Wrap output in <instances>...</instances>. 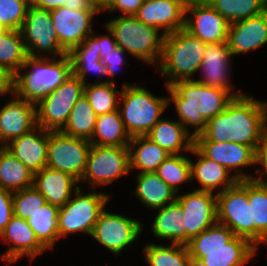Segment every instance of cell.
Wrapping results in <instances>:
<instances>
[{
	"instance_id": "6da1fadb",
	"label": "cell",
	"mask_w": 267,
	"mask_h": 266,
	"mask_svg": "<svg viewBox=\"0 0 267 266\" xmlns=\"http://www.w3.org/2000/svg\"><path fill=\"white\" fill-rule=\"evenodd\" d=\"M264 101L247 92L234 99L207 121L205 131L194 141L237 142L254 151L266 133Z\"/></svg>"
},
{
	"instance_id": "7a4b0ae2",
	"label": "cell",
	"mask_w": 267,
	"mask_h": 266,
	"mask_svg": "<svg viewBox=\"0 0 267 266\" xmlns=\"http://www.w3.org/2000/svg\"><path fill=\"white\" fill-rule=\"evenodd\" d=\"M164 87L169 95L168 105L174 104L178 121L194 139L205 131L207 121L221 113L234 99L227 90L195 80L177 81Z\"/></svg>"
},
{
	"instance_id": "3957f363",
	"label": "cell",
	"mask_w": 267,
	"mask_h": 266,
	"mask_svg": "<svg viewBox=\"0 0 267 266\" xmlns=\"http://www.w3.org/2000/svg\"><path fill=\"white\" fill-rule=\"evenodd\" d=\"M186 246L194 266H244L259 251L219 223L202 231Z\"/></svg>"
},
{
	"instance_id": "277c9868",
	"label": "cell",
	"mask_w": 267,
	"mask_h": 266,
	"mask_svg": "<svg viewBox=\"0 0 267 266\" xmlns=\"http://www.w3.org/2000/svg\"><path fill=\"white\" fill-rule=\"evenodd\" d=\"M71 74V59L68 54L57 58L28 56L24 65L13 75L12 93L37 105Z\"/></svg>"
},
{
	"instance_id": "5b68a950",
	"label": "cell",
	"mask_w": 267,
	"mask_h": 266,
	"mask_svg": "<svg viewBox=\"0 0 267 266\" xmlns=\"http://www.w3.org/2000/svg\"><path fill=\"white\" fill-rule=\"evenodd\" d=\"M207 44L184 28L167 34L160 63L155 68L165 76V86L182 80H194Z\"/></svg>"
},
{
	"instance_id": "8992f818",
	"label": "cell",
	"mask_w": 267,
	"mask_h": 266,
	"mask_svg": "<svg viewBox=\"0 0 267 266\" xmlns=\"http://www.w3.org/2000/svg\"><path fill=\"white\" fill-rule=\"evenodd\" d=\"M105 25L113 32L117 46L127 54L154 68L158 66L166 37L162 31L147 26L134 15H119Z\"/></svg>"
},
{
	"instance_id": "52a82bcc",
	"label": "cell",
	"mask_w": 267,
	"mask_h": 266,
	"mask_svg": "<svg viewBox=\"0 0 267 266\" xmlns=\"http://www.w3.org/2000/svg\"><path fill=\"white\" fill-rule=\"evenodd\" d=\"M120 100L118 110L130 137L145 136L169 107L168 95L159 97L146 87L128 82L122 85Z\"/></svg>"
},
{
	"instance_id": "ba28073f",
	"label": "cell",
	"mask_w": 267,
	"mask_h": 266,
	"mask_svg": "<svg viewBox=\"0 0 267 266\" xmlns=\"http://www.w3.org/2000/svg\"><path fill=\"white\" fill-rule=\"evenodd\" d=\"M73 195L64 206L59 207L57 222L60 240L69 234L81 232L91 236L100 213L111 197L110 194L95 189L84 193L81 187Z\"/></svg>"
},
{
	"instance_id": "9c48e42d",
	"label": "cell",
	"mask_w": 267,
	"mask_h": 266,
	"mask_svg": "<svg viewBox=\"0 0 267 266\" xmlns=\"http://www.w3.org/2000/svg\"><path fill=\"white\" fill-rule=\"evenodd\" d=\"M130 160L128 146H100L92 144L87 156L85 172L79 184L87 182L92 190L105 187L118 178L129 175ZM82 182V183H81Z\"/></svg>"
},
{
	"instance_id": "30bf717a",
	"label": "cell",
	"mask_w": 267,
	"mask_h": 266,
	"mask_svg": "<svg viewBox=\"0 0 267 266\" xmlns=\"http://www.w3.org/2000/svg\"><path fill=\"white\" fill-rule=\"evenodd\" d=\"M85 84L73 73L36 105L37 126L47 131H61L71 110L84 95Z\"/></svg>"
},
{
	"instance_id": "8fae6325",
	"label": "cell",
	"mask_w": 267,
	"mask_h": 266,
	"mask_svg": "<svg viewBox=\"0 0 267 266\" xmlns=\"http://www.w3.org/2000/svg\"><path fill=\"white\" fill-rule=\"evenodd\" d=\"M217 223L253 245L252 205L248 202V180H240L216 194Z\"/></svg>"
},
{
	"instance_id": "7c38bea8",
	"label": "cell",
	"mask_w": 267,
	"mask_h": 266,
	"mask_svg": "<svg viewBox=\"0 0 267 266\" xmlns=\"http://www.w3.org/2000/svg\"><path fill=\"white\" fill-rule=\"evenodd\" d=\"M20 31L30 57L57 58L67 54L58 44L50 10L29 5Z\"/></svg>"
},
{
	"instance_id": "4fadbf2b",
	"label": "cell",
	"mask_w": 267,
	"mask_h": 266,
	"mask_svg": "<svg viewBox=\"0 0 267 266\" xmlns=\"http://www.w3.org/2000/svg\"><path fill=\"white\" fill-rule=\"evenodd\" d=\"M91 145L87 139L68 136L61 131H49L46 167L68 173L80 181Z\"/></svg>"
},
{
	"instance_id": "5bb4252c",
	"label": "cell",
	"mask_w": 267,
	"mask_h": 266,
	"mask_svg": "<svg viewBox=\"0 0 267 266\" xmlns=\"http://www.w3.org/2000/svg\"><path fill=\"white\" fill-rule=\"evenodd\" d=\"M139 219L125 217L104 209L94 225L91 236L113 256H120L140 236L144 226Z\"/></svg>"
},
{
	"instance_id": "9a60e30c",
	"label": "cell",
	"mask_w": 267,
	"mask_h": 266,
	"mask_svg": "<svg viewBox=\"0 0 267 266\" xmlns=\"http://www.w3.org/2000/svg\"><path fill=\"white\" fill-rule=\"evenodd\" d=\"M176 201L183 211L186 244L202 231L217 223L216 194L192 190L177 194Z\"/></svg>"
},
{
	"instance_id": "2e32d148",
	"label": "cell",
	"mask_w": 267,
	"mask_h": 266,
	"mask_svg": "<svg viewBox=\"0 0 267 266\" xmlns=\"http://www.w3.org/2000/svg\"><path fill=\"white\" fill-rule=\"evenodd\" d=\"M100 13L102 10H70L64 6L50 10L58 44L67 54L94 32L92 20Z\"/></svg>"
},
{
	"instance_id": "e0dca14e",
	"label": "cell",
	"mask_w": 267,
	"mask_h": 266,
	"mask_svg": "<svg viewBox=\"0 0 267 266\" xmlns=\"http://www.w3.org/2000/svg\"><path fill=\"white\" fill-rule=\"evenodd\" d=\"M228 26L207 1L186 3L184 29L206 44L227 42Z\"/></svg>"
},
{
	"instance_id": "ac0fdd59",
	"label": "cell",
	"mask_w": 267,
	"mask_h": 266,
	"mask_svg": "<svg viewBox=\"0 0 267 266\" xmlns=\"http://www.w3.org/2000/svg\"><path fill=\"white\" fill-rule=\"evenodd\" d=\"M194 146L205 157L224 166L238 181L252 179L253 174L242 170L255 165V151L250 146L237 142L214 141H194Z\"/></svg>"
},
{
	"instance_id": "d6986e66",
	"label": "cell",
	"mask_w": 267,
	"mask_h": 266,
	"mask_svg": "<svg viewBox=\"0 0 267 266\" xmlns=\"http://www.w3.org/2000/svg\"><path fill=\"white\" fill-rule=\"evenodd\" d=\"M1 243H8V249L0 254V260L12 265L26 256L32 262L36 257L48 250L38 241L35 232L27 220L13 215L0 234Z\"/></svg>"
},
{
	"instance_id": "ffe728a7",
	"label": "cell",
	"mask_w": 267,
	"mask_h": 266,
	"mask_svg": "<svg viewBox=\"0 0 267 266\" xmlns=\"http://www.w3.org/2000/svg\"><path fill=\"white\" fill-rule=\"evenodd\" d=\"M232 52L227 42L207 44L199 71L200 79L195 81L210 87H217L229 91L234 97L245 94L239 90H233L230 83ZM241 91V92H240Z\"/></svg>"
},
{
	"instance_id": "44dd1931",
	"label": "cell",
	"mask_w": 267,
	"mask_h": 266,
	"mask_svg": "<svg viewBox=\"0 0 267 266\" xmlns=\"http://www.w3.org/2000/svg\"><path fill=\"white\" fill-rule=\"evenodd\" d=\"M11 94L14 98L0 107V143L3 146L37 127L36 105Z\"/></svg>"
},
{
	"instance_id": "7402d4cb",
	"label": "cell",
	"mask_w": 267,
	"mask_h": 266,
	"mask_svg": "<svg viewBox=\"0 0 267 266\" xmlns=\"http://www.w3.org/2000/svg\"><path fill=\"white\" fill-rule=\"evenodd\" d=\"M185 8V0H144L134 16L167 35L184 28Z\"/></svg>"
},
{
	"instance_id": "603a6c76",
	"label": "cell",
	"mask_w": 267,
	"mask_h": 266,
	"mask_svg": "<svg viewBox=\"0 0 267 266\" xmlns=\"http://www.w3.org/2000/svg\"><path fill=\"white\" fill-rule=\"evenodd\" d=\"M227 44L233 57L266 46L267 10L248 19L230 23Z\"/></svg>"
},
{
	"instance_id": "cb8c5ba5",
	"label": "cell",
	"mask_w": 267,
	"mask_h": 266,
	"mask_svg": "<svg viewBox=\"0 0 267 266\" xmlns=\"http://www.w3.org/2000/svg\"><path fill=\"white\" fill-rule=\"evenodd\" d=\"M49 131L37 126L4 147L30 171L36 173L46 167Z\"/></svg>"
},
{
	"instance_id": "d4e9b609",
	"label": "cell",
	"mask_w": 267,
	"mask_h": 266,
	"mask_svg": "<svg viewBox=\"0 0 267 266\" xmlns=\"http://www.w3.org/2000/svg\"><path fill=\"white\" fill-rule=\"evenodd\" d=\"M193 156H197L196 163H193L191 157V182L196 181L200 184L196 190L219 194L227 188L235 185L238 180L232 175L224 166L218 164L216 161L205 157L195 146L189 152ZM220 188V189H219Z\"/></svg>"
},
{
	"instance_id": "484cf974",
	"label": "cell",
	"mask_w": 267,
	"mask_h": 266,
	"mask_svg": "<svg viewBox=\"0 0 267 266\" xmlns=\"http://www.w3.org/2000/svg\"><path fill=\"white\" fill-rule=\"evenodd\" d=\"M33 187L44 196L46 203L62 207L80 186L72 175L44 167L34 173Z\"/></svg>"
},
{
	"instance_id": "4316f807",
	"label": "cell",
	"mask_w": 267,
	"mask_h": 266,
	"mask_svg": "<svg viewBox=\"0 0 267 266\" xmlns=\"http://www.w3.org/2000/svg\"><path fill=\"white\" fill-rule=\"evenodd\" d=\"M145 136L169 154H187L194 146V138L187 132L185 126L167 116L161 118Z\"/></svg>"
},
{
	"instance_id": "83f0119b",
	"label": "cell",
	"mask_w": 267,
	"mask_h": 266,
	"mask_svg": "<svg viewBox=\"0 0 267 266\" xmlns=\"http://www.w3.org/2000/svg\"><path fill=\"white\" fill-rule=\"evenodd\" d=\"M136 189L132 194L149 209H159L176 201L177 193L155 172L135 173Z\"/></svg>"
},
{
	"instance_id": "f1b7e54d",
	"label": "cell",
	"mask_w": 267,
	"mask_h": 266,
	"mask_svg": "<svg viewBox=\"0 0 267 266\" xmlns=\"http://www.w3.org/2000/svg\"><path fill=\"white\" fill-rule=\"evenodd\" d=\"M68 55L71 59L72 73L85 85L91 83L87 80L88 75H90L89 72L97 74L98 83L103 82L100 80L102 76H108L107 68L96 50V39L92 35L88 36L83 43L74 47Z\"/></svg>"
},
{
	"instance_id": "f546056e",
	"label": "cell",
	"mask_w": 267,
	"mask_h": 266,
	"mask_svg": "<svg viewBox=\"0 0 267 266\" xmlns=\"http://www.w3.org/2000/svg\"><path fill=\"white\" fill-rule=\"evenodd\" d=\"M156 212L151 224L154 238L186 245V229L184 228L183 211L180 204L175 201L156 209Z\"/></svg>"
},
{
	"instance_id": "4dcf8cb0",
	"label": "cell",
	"mask_w": 267,
	"mask_h": 266,
	"mask_svg": "<svg viewBox=\"0 0 267 266\" xmlns=\"http://www.w3.org/2000/svg\"><path fill=\"white\" fill-rule=\"evenodd\" d=\"M130 172H155L163 161L170 155L146 136H134L128 145Z\"/></svg>"
},
{
	"instance_id": "1f68e13d",
	"label": "cell",
	"mask_w": 267,
	"mask_h": 266,
	"mask_svg": "<svg viewBox=\"0 0 267 266\" xmlns=\"http://www.w3.org/2000/svg\"><path fill=\"white\" fill-rule=\"evenodd\" d=\"M130 135L125 129L119 110L97 116L91 144L100 146L125 147L129 145Z\"/></svg>"
},
{
	"instance_id": "d6a6232c",
	"label": "cell",
	"mask_w": 267,
	"mask_h": 266,
	"mask_svg": "<svg viewBox=\"0 0 267 266\" xmlns=\"http://www.w3.org/2000/svg\"><path fill=\"white\" fill-rule=\"evenodd\" d=\"M34 173L5 147L0 150V187L16 192L33 186Z\"/></svg>"
},
{
	"instance_id": "836d02e7",
	"label": "cell",
	"mask_w": 267,
	"mask_h": 266,
	"mask_svg": "<svg viewBox=\"0 0 267 266\" xmlns=\"http://www.w3.org/2000/svg\"><path fill=\"white\" fill-rule=\"evenodd\" d=\"M248 202L252 205L253 245H267V184L248 180Z\"/></svg>"
},
{
	"instance_id": "e575fe53",
	"label": "cell",
	"mask_w": 267,
	"mask_h": 266,
	"mask_svg": "<svg viewBox=\"0 0 267 266\" xmlns=\"http://www.w3.org/2000/svg\"><path fill=\"white\" fill-rule=\"evenodd\" d=\"M149 266H194L186 245L147 243L142 248Z\"/></svg>"
},
{
	"instance_id": "d590c367",
	"label": "cell",
	"mask_w": 267,
	"mask_h": 266,
	"mask_svg": "<svg viewBox=\"0 0 267 266\" xmlns=\"http://www.w3.org/2000/svg\"><path fill=\"white\" fill-rule=\"evenodd\" d=\"M59 207L46 203L27 219L38 241L48 250H52L60 240L58 231Z\"/></svg>"
},
{
	"instance_id": "8d00e7d4",
	"label": "cell",
	"mask_w": 267,
	"mask_h": 266,
	"mask_svg": "<svg viewBox=\"0 0 267 266\" xmlns=\"http://www.w3.org/2000/svg\"><path fill=\"white\" fill-rule=\"evenodd\" d=\"M96 121V113L87 97L82 95L72 108L69 119L61 132L68 136L90 140Z\"/></svg>"
},
{
	"instance_id": "74e56055",
	"label": "cell",
	"mask_w": 267,
	"mask_h": 266,
	"mask_svg": "<svg viewBox=\"0 0 267 266\" xmlns=\"http://www.w3.org/2000/svg\"><path fill=\"white\" fill-rule=\"evenodd\" d=\"M28 57L20 30L0 33V64L13 75L24 65Z\"/></svg>"
},
{
	"instance_id": "f35d334b",
	"label": "cell",
	"mask_w": 267,
	"mask_h": 266,
	"mask_svg": "<svg viewBox=\"0 0 267 266\" xmlns=\"http://www.w3.org/2000/svg\"><path fill=\"white\" fill-rule=\"evenodd\" d=\"M230 24L248 19L267 10V0H208Z\"/></svg>"
},
{
	"instance_id": "ab89813d",
	"label": "cell",
	"mask_w": 267,
	"mask_h": 266,
	"mask_svg": "<svg viewBox=\"0 0 267 266\" xmlns=\"http://www.w3.org/2000/svg\"><path fill=\"white\" fill-rule=\"evenodd\" d=\"M121 91L114 82H92L84 87V95L97 116L118 110Z\"/></svg>"
},
{
	"instance_id": "60d3db41",
	"label": "cell",
	"mask_w": 267,
	"mask_h": 266,
	"mask_svg": "<svg viewBox=\"0 0 267 266\" xmlns=\"http://www.w3.org/2000/svg\"><path fill=\"white\" fill-rule=\"evenodd\" d=\"M188 155V153L187 155L170 154L155 171L177 194L181 189L180 184L191 182V166Z\"/></svg>"
},
{
	"instance_id": "b9f144b4",
	"label": "cell",
	"mask_w": 267,
	"mask_h": 266,
	"mask_svg": "<svg viewBox=\"0 0 267 266\" xmlns=\"http://www.w3.org/2000/svg\"><path fill=\"white\" fill-rule=\"evenodd\" d=\"M13 215L27 220L46 204L44 196L33 186L13 192Z\"/></svg>"
},
{
	"instance_id": "7bdbcfd3",
	"label": "cell",
	"mask_w": 267,
	"mask_h": 266,
	"mask_svg": "<svg viewBox=\"0 0 267 266\" xmlns=\"http://www.w3.org/2000/svg\"><path fill=\"white\" fill-rule=\"evenodd\" d=\"M30 0H0V24L8 30H20Z\"/></svg>"
},
{
	"instance_id": "ee69618b",
	"label": "cell",
	"mask_w": 267,
	"mask_h": 266,
	"mask_svg": "<svg viewBox=\"0 0 267 266\" xmlns=\"http://www.w3.org/2000/svg\"><path fill=\"white\" fill-rule=\"evenodd\" d=\"M125 54L127 53L117 46L113 51L106 53V55L101 58L103 64L107 68L108 76L110 77L107 80L102 79L103 82L116 83L114 77L116 76L118 70H121L120 67H124L123 64L126 63V59L124 58Z\"/></svg>"
},
{
	"instance_id": "f6af8a7d",
	"label": "cell",
	"mask_w": 267,
	"mask_h": 266,
	"mask_svg": "<svg viewBox=\"0 0 267 266\" xmlns=\"http://www.w3.org/2000/svg\"><path fill=\"white\" fill-rule=\"evenodd\" d=\"M254 164L257 166L260 164L261 167L259 166L256 169V177L253 176L251 180L265 183L267 181V133L263 135L261 141L256 146Z\"/></svg>"
},
{
	"instance_id": "bcb514c9",
	"label": "cell",
	"mask_w": 267,
	"mask_h": 266,
	"mask_svg": "<svg viewBox=\"0 0 267 266\" xmlns=\"http://www.w3.org/2000/svg\"><path fill=\"white\" fill-rule=\"evenodd\" d=\"M144 0H107L102 6V11L111 14L115 11L121 12L122 15H135L143 4Z\"/></svg>"
},
{
	"instance_id": "7dc6e473",
	"label": "cell",
	"mask_w": 267,
	"mask_h": 266,
	"mask_svg": "<svg viewBox=\"0 0 267 266\" xmlns=\"http://www.w3.org/2000/svg\"><path fill=\"white\" fill-rule=\"evenodd\" d=\"M13 192L0 187V234L13 216Z\"/></svg>"
},
{
	"instance_id": "c3c4849f",
	"label": "cell",
	"mask_w": 267,
	"mask_h": 266,
	"mask_svg": "<svg viewBox=\"0 0 267 266\" xmlns=\"http://www.w3.org/2000/svg\"><path fill=\"white\" fill-rule=\"evenodd\" d=\"M104 28L106 29L107 34L97 35L95 34V31L91 34L96 39V50L101 58L117 47L113 32L106 25Z\"/></svg>"
},
{
	"instance_id": "681fc988",
	"label": "cell",
	"mask_w": 267,
	"mask_h": 266,
	"mask_svg": "<svg viewBox=\"0 0 267 266\" xmlns=\"http://www.w3.org/2000/svg\"><path fill=\"white\" fill-rule=\"evenodd\" d=\"M13 89V74L0 64V96L11 94Z\"/></svg>"
},
{
	"instance_id": "f907efd6",
	"label": "cell",
	"mask_w": 267,
	"mask_h": 266,
	"mask_svg": "<svg viewBox=\"0 0 267 266\" xmlns=\"http://www.w3.org/2000/svg\"><path fill=\"white\" fill-rule=\"evenodd\" d=\"M64 7L70 10H102L96 0H68Z\"/></svg>"
},
{
	"instance_id": "816d5d0a",
	"label": "cell",
	"mask_w": 267,
	"mask_h": 266,
	"mask_svg": "<svg viewBox=\"0 0 267 266\" xmlns=\"http://www.w3.org/2000/svg\"><path fill=\"white\" fill-rule=\"evenodd\" d=\"M68 0H30V5L40 9L52 10L64 6Z\"/></svg>"
},
{
	"instance_id": "f5cc1de1",
	"label": "cell",
	"mask_w": 267,
	"mask_h": 266,
	"mask_svg": "<svg viewBox=\"0 0 267 266\" xmlns=\"http://www.w3.org/2000/svg\"><path fill=\"white\" fill-rule=\"evenodd\" d=\"M264 107H265V118H266V133H267V100H264Z\"/></svg>"
},
{
	"instance_id": "db71d44e",
	"label": "cell",
	"mask_w": 267,
	"mask_h": 266,
	"mask_svg": "<svg viewBox=\"0 0 267 266\" xmlns=\"http://www.w3.org/2000/svg\"><path fill=\"white\" fill-rule=\"evenodd\" d=\"M98 2V4L102 7L106 2L107 0H96Z\"/></svg>"
},
{
	"instance_id": "11a10c76",
	"label": "cell",
	"mask_w": 267,
	"mask_h": 266,
	"mask_svg": "<svg viewBox=\"0 0 267 266\" xmlns=\"http://www.w3.org/2000/svg\"><path fill=\"white\" fill-rule=\"evenodd\" d=\"M203 1H208V0H185L186 3H189V2H203Z\"/></svg>"
},
{
	"instance_id": "9f6ffc18",
	"label": "cell",
	"mask_w": 267,
	"mask_h": 266,
	"mask_svg": "<svg viewBox=\"0 0 267 266\" xmlns=\"http://www.w3.org/2000/svg\"><path fill=\"white\" fill-rule=\"evenodd\" d=\"M6 29L0 24V33L4 32Z\"/></svg>"
},
{
	"instance_id": "6f0895ef",
	"label": "cell",
	"mask_w": 267,
	"mask_h": 266,
	"mask_svg": "<svg viewBox=\"0 0 267 266\" xmlns=\"http://www.w3.org/2000/svg\"><path fill=\"white\" fill-rule=\"evenodd\" d=\"M4 146L0 143V150L3 148Z\"/></svg>"
}]
</instances>
